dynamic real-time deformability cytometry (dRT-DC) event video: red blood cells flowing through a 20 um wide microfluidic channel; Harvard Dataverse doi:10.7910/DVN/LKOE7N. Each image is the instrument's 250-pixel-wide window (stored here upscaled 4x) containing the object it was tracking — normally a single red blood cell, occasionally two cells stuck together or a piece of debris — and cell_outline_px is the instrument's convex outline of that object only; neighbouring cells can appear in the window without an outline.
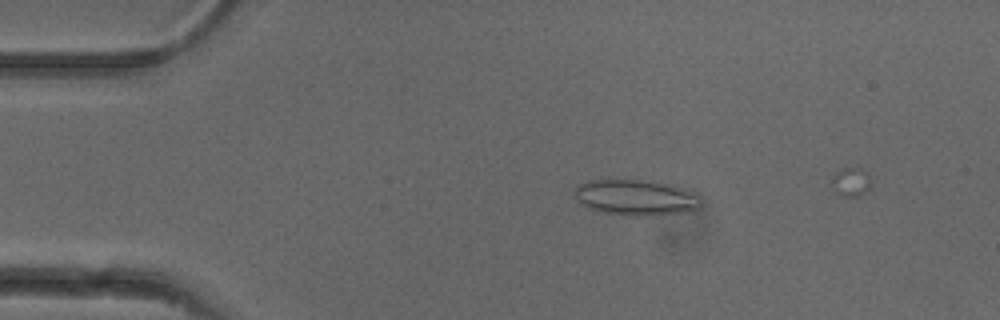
{"species": "common noctule bat (a hibernating species)", "species_latin": "Nyctalus noctula", "temperature_condition": "cold", "stored_images_in_passage": 11, "camera_frame_rate_fps": 3000, "um_per_image_px": 0.085, "animal": {"sex": "female"}, "frame": {"image": 1, "passage_image": 10, "time_ms": 3.0, "image_size_px": [1000, 320], "cell_outline_px": [[700, 204], [696, 208], [684, 212], [648, 216], [624, 216], [600, 212], [588, 208], [580, 204], [576, 200], [576, 184], [588, 180], [640, 180], [660, 184], [676, 188], [700, 196]], "centroid_in_image_um": [53.91, 16.82], "position_along_channel_um": 31.1, "area_um2": 25.84}}